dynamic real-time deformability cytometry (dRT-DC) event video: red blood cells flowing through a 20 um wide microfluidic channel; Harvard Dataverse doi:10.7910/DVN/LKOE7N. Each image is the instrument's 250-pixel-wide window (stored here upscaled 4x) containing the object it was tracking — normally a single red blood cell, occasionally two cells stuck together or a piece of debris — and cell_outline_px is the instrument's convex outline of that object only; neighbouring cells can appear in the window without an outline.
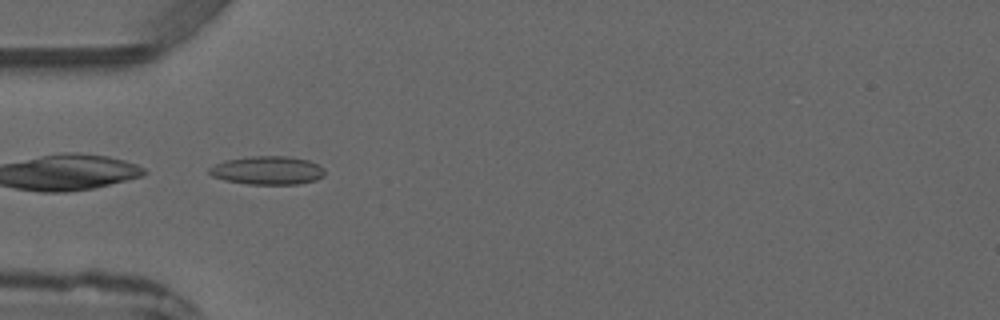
{"species": "common noctule bat (a hibernating species)", "species_latin": "Nyctalus noctula", "temperature_condition": "warm", "stored_images_in_passage": 3, "camera_frame_rate_fps": 3000, "um_per_image_px": 0.085, "animal": {"sex": "male", "forearm_length_mm": 52.5}, "frame": {"image": 1, "passage_image": 3, "time_ms": 2.333, "image_size_px": [1000, 320], "cell_outline_px": [[324, 176], [316, 180], [296, 184], [248, 184], [224, 180], [212, 176], [208, 172], [208, 168], [224, 160], [248, 156], [288, 156], [308, 160], [324, 168]], "centroid_in_image_um": [22.71, 14.48], "position_along_channel_um": 62.3, "area_um2": 19.19}}